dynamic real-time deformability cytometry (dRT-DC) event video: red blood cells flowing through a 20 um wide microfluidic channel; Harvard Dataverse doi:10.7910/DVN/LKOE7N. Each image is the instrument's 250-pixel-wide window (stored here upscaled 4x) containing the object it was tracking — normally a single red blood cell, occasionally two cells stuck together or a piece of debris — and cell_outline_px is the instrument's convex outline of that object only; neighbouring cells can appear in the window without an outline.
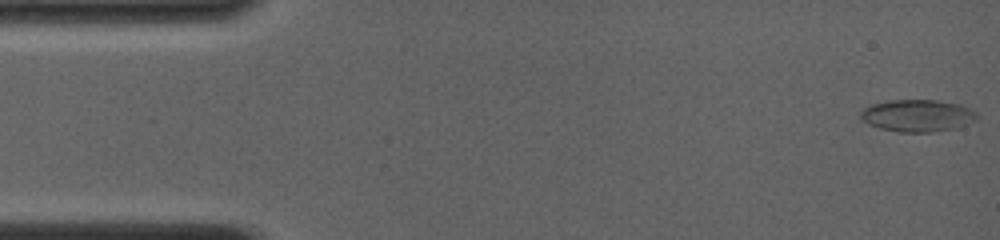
{"species": "common noctule bat (a hibernating species)", "species_latin": "Nyctalus noctula", "temperature_condition": "room temperature", "stored_images_in_passage": 45, "camera_frame_rate_fps": 4000, "um_per_image_px": 0.085, "animal": {"sex": "female", "body_mass_g": 19.0, "forearm_length_mm": 56.7}, "frame": {"image": 1, "passage_image": 1, "time_ms": 0.0, "image_size_px": [1000, 240], "cell_outline_px": [[976, 120], [968, 124], [956, 128], [932, 132], [900, 132], [880, 128], [868, 124], [860, 116], [860, 112], [864, 108], [872, 104], [892, 100], [932, 100], [956, 104], [968, 108], [976, 112]], "centroid_in_image_um": [77.97, 9.84], "position_along_channel_um": 7.0, "area_um2": 21.5}}
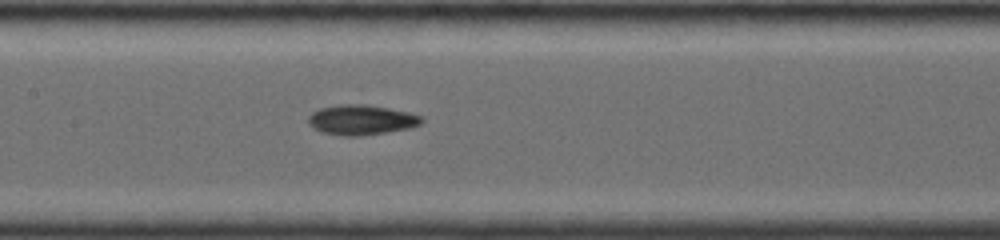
{"frame": {"image": 2, "passage_image": 21, "time_ms": 7.25, "image_size_px": [1000, 240], "cell_outline_px": [[424, 120], [420, 124], [408, 128], [388, 132], [360, 136], [344, 136], [324, 132], [308, 124], [308, 116], [312, 112], [320, 108], [340, 104], [364, 104], [388, 108], [408, 112], [424, 116]], "centroid_in_image_um": [30.73, 10.18], "position_along_channel_um": 176.7, "area_um2": 19.77}}
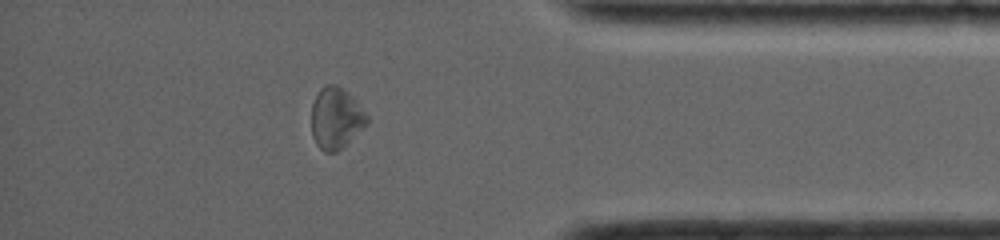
{"frame": {"image": 3, "passage_image": 39, "time_ms": 13.25, "image_size_px": [1000, 240], "cell_outline_px": [[368, 124], [336, 152], [324, 152], [316, 144], [312, 136], [312, 104], [320, 88], [328, 84], [336, 84], [344, 88], [356, 100], [368, 116]], "centroid_in_image_um": [28.56, 10.03], "position_along_channel_um": 406.6, "area_um2": 19.83}, "authors_computed_cell_mechanics": {"area_um2": 19.5364, "velocity_mm_per_s": 4.0423, "shape_relaxation_time_tau1_ms": 3.0863, "shape_relaxation_time_tau2_ms": null, "deformation_change_tau1": 0.1266, "deformation_change_tau2": null}}